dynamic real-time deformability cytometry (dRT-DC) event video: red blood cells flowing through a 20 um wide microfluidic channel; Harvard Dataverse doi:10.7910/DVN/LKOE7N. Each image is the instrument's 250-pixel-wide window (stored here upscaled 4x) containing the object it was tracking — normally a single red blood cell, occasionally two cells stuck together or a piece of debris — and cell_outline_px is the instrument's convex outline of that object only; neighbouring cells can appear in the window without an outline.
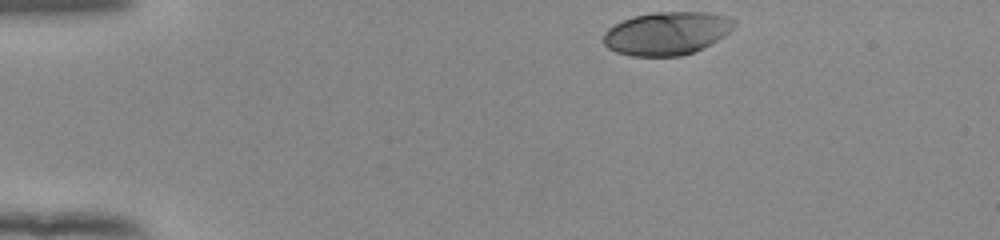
{"species": "human", "species_latin": "Homo sapiens", "temperature_condition": "room temperature", "stored_images_in_passage": 45, "camera_frame_rate_fps": 3000, "um_per_image_px": 0.085, "donor": {"sex": "female"}, "frame": {"image": 1, "passage_image": 1, "time_ms": 0.0, "image_size_px": [1000, 240], "cell_outline_px": [[736, 24], [724, 36], [692, 52], [680, 56], [632, 56], [616, 52], [608, 48], [604, 44], [604, 32], [608, 28], [632, 16], [652, 12], [712, 12], [732, 16], [736, 20]], "centroid_in_image_um": [56.7, 2.81], "position_along_channel_um": 28.3, "area_um2": 32.89}}
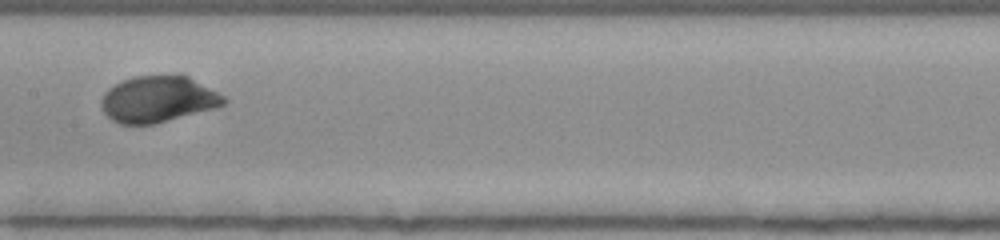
{"frame": {"image": 2, "passage_image": 20, "time_ms": 6.333, "image_size_px": [1000, 240], "cell_outline_px": [[228, 100], [224, 104], [216, 108], [152, 124], [120, 124], [112, 120], [104, 112], [100, 104], [100, 100], [104, 92], [108, 88], [124, 80], [136, 76], [188, 76], [224, 96]], "centroid_in_image_um": [13.41, 8.44], "position_along_channel_um": 194.0, "area_um2": 32.66}}
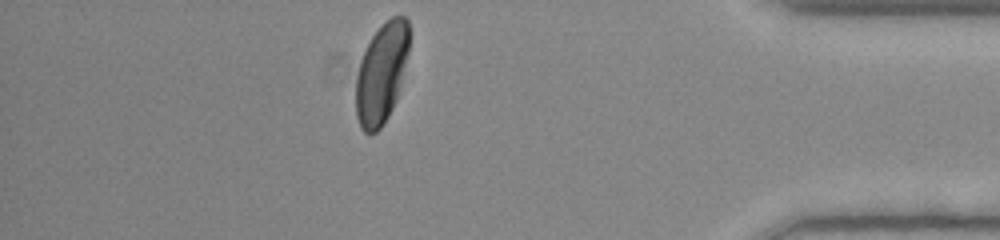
{"frame": {"image": 3, "passage_image": 39, "time_ms": 12.667, "image_size_px": [1000, 240], "cell_outline_px": [[408, 52], [396, 100], [388, 116], [380, 128], [376, 132], [364, 132], [360, 128], [356, 116], [356, 76], [360, 60], [372, 36], [392, 16], [404, 16], [408, 20]], "centroid_in_image_um": [32.41, 6.25], "position_along_channel_um": 402.8, "area_um2": 30.58}, "authors_computed_cell_mechanics": {"area_um2": 32.7148, "velocity_mm_per_s": 3.8364, "shape_relaxation_time_tau1_ms": 3.1774, "shape_relaxation_time_tau2_ms": null, "deformation_change_tau1": 0.2006, "deformation_change_tau2": null}}